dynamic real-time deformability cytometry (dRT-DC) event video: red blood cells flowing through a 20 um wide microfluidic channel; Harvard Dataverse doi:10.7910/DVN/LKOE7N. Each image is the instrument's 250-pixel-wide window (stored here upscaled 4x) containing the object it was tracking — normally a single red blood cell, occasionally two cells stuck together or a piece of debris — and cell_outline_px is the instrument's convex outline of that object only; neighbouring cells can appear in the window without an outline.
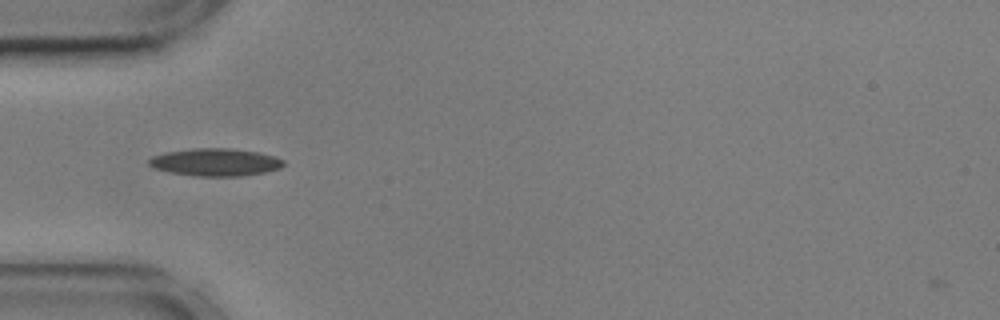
{"species": "common noctule bat (a hibernating species)", "species_latin": "Nyctalus noctula", "temperature_condition": "cold", "stored_images_in_passage": 26, "camera_frame_rate_fps": 3000, "um_per_image_px": 0.085, "animal": {"sex": "male", "body_mass_g": 17.9, "forearm_length_mm": 54.2}, "frame": {"image": 1, "passage_image": 2, "time_ms": 0.333, "image_size_px": [1000, 320], "cell_outline_px": [[284, 164], [280, 168], [264, 172], [240, 176], [200, 176], [168, 172], [152, 168], [148, 164], [148, 160], [152, 156], [168, 152], [192, 148], [232, 148], [260, 152], [276, 156], [284, 160]], "centroid_in_image_um": [18.31, 13.78], "position_along_channel_um": 66.7, "area_um2": 21.73}, "authors_computed_cell_mechanics": {"area_um2": 19.8832, "velocity_mm_per_s": 3.5944, "shape_relaxation_time_tau1_ms": 4.7305, "shape_relaxation_time_tau2_ms": 4.3672, "deformation_change_tau1": 0.1341, "deformation_change_tau2": 0.1225}}